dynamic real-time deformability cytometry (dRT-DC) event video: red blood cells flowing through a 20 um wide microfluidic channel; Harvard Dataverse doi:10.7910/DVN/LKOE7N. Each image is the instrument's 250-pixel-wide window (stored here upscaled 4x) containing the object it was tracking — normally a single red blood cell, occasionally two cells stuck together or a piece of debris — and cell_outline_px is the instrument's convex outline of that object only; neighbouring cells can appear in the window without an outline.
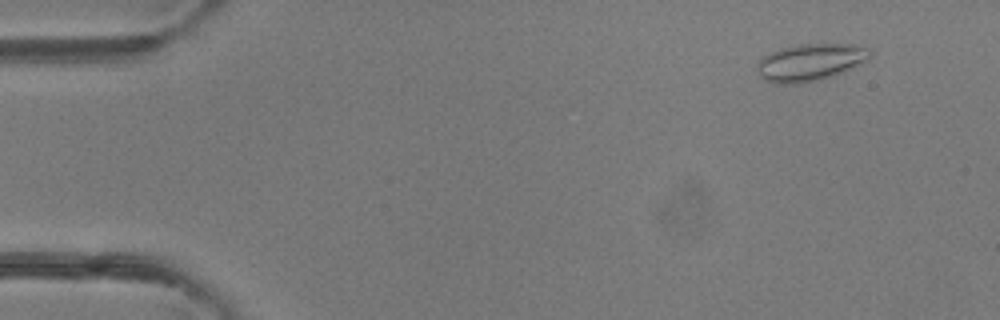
{"species": "common noctule bat (a hibernating species)", "species_latin": "Nyctalus noctula", "temperature_condition": "room temperature", "stored_images_in_passage": 4, "camera_frame_rate_fps": 3000, "um_per_image_px": 0.085, "animal": {"sex": "female"}, "frame": {"image": 1, "passage_image": 1, "time_ms": 0.0, "image_size_px": [1000, 320], "cell_outline_px": [[872, 56], [868, 60], [852, 68], [832, 76], [816, 80], [796, 84], [772, 84], [764, 80], [760, 76], [760, 60], [764, 56], [780, 48], [796, 44], [856, 44], [872, 48]], "centroid_in_image_um": [68.94, 5.28], "position_along_channel_um": 16.1, "area_um2": 24.51}}